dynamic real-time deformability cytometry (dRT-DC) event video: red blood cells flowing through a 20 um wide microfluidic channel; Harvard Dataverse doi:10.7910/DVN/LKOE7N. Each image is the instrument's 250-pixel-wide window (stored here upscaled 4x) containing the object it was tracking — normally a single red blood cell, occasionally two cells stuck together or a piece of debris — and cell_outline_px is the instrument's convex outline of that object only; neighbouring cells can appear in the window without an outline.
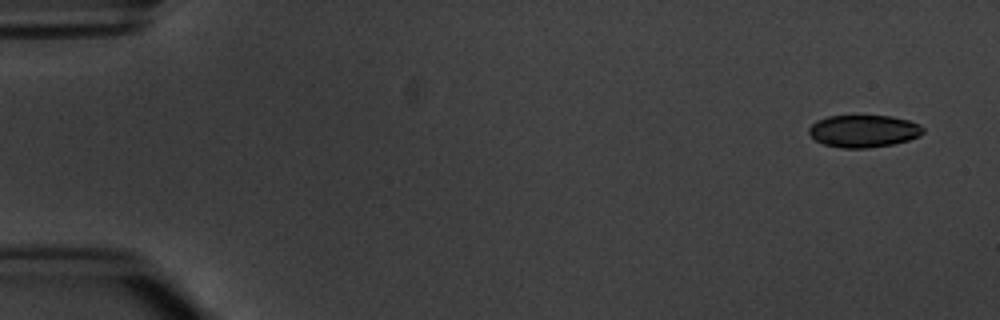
{"species": "common noctule bat (a hibernating species)", "species_latin": "Nyctalus noctula", "temperature_condition": "warm", "stored_images_in_passage": 4, "camera_frame_rate_fps": 3000, "um_per_image_px": 0.085, "animal": {"sex": "male", "body_mass_g": 20.1, "forearm_length_mm": 53.5}, "frame": {"image": 1, "passage_image": 1, "time_ms": 0.0, "image_size_px": [1000, 320], "cell_outline_px": [[924, 132], [920, 136], [908, 140], [892, 144], [868, 148], [840, 148], [824, 144], [816, 140], [808, 132], [808, 128], [816, 120], [828, 116], [892, 116], [908, 120], [920, 124], [924, 128]], "centroid_in_image_um": [73.41, 11.14], "position_along_channel_um": 11.6, "area_um2": 21.56}}